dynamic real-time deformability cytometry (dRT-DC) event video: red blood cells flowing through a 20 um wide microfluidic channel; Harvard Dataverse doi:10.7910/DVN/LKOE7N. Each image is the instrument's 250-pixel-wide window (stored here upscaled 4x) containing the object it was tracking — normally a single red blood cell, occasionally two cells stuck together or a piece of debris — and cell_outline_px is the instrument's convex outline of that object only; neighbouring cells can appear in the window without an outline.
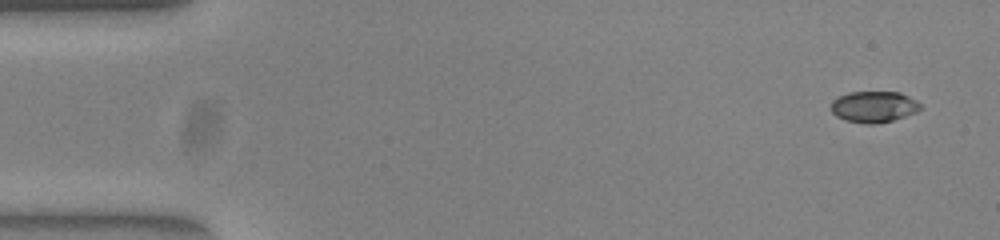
{"species": "common noctule bat (a hibernating species)", "species_latin": "Nyctalus noctula", "temperature_condition": "warm", "stored_images_in_passage": 14, "camera_frame_rate_fps": 3000, "um_per_image_px": 0.085, "animal": {"sex": "female", "body_mass_g": 23.0, "forearm_length_mm": 53.4}, "frame": {"image": 1, "passage_image": 1, "time_ms": 0.0, "image_size_px": [1000, 240], "cell_outline_px": [[920, 108], [916, 112], [892, 120], [876, 124], [864, 124], [844, 120], [836, 116], [832, 112], [832, 100], [848, 92], [900, 92], [916, 100], [920, 104]], "centroid_in_image_um": [74.25, 9.08], "position_along_channel_um": 10.7, "area_um2": 16.18}}
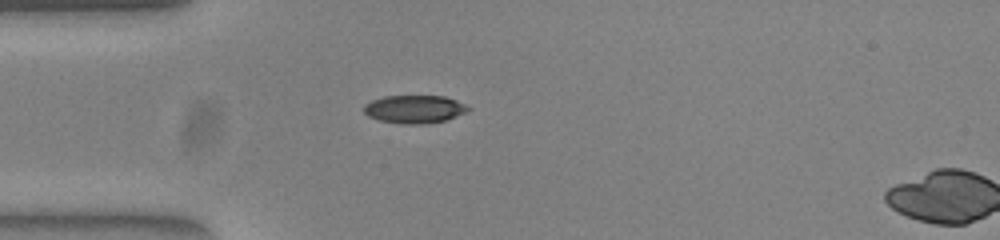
{"frame": {"image": 2, "passage_image": 13, "time_ms": 4.0, "image_size_px": [1000, 240], "cell_outline_px": [[472, 108], [468, 112], [444, 120], [420, 124], [408, 124], [380, 120], [368, 116], [364, 112], [364, 104], [372, 100], [384, 96], [444, 96], [456, 100]], "centroid_in_image_um": [35.24, 9.27], "position_along_channel_um": 49.8, "area_um2": 16.88}}